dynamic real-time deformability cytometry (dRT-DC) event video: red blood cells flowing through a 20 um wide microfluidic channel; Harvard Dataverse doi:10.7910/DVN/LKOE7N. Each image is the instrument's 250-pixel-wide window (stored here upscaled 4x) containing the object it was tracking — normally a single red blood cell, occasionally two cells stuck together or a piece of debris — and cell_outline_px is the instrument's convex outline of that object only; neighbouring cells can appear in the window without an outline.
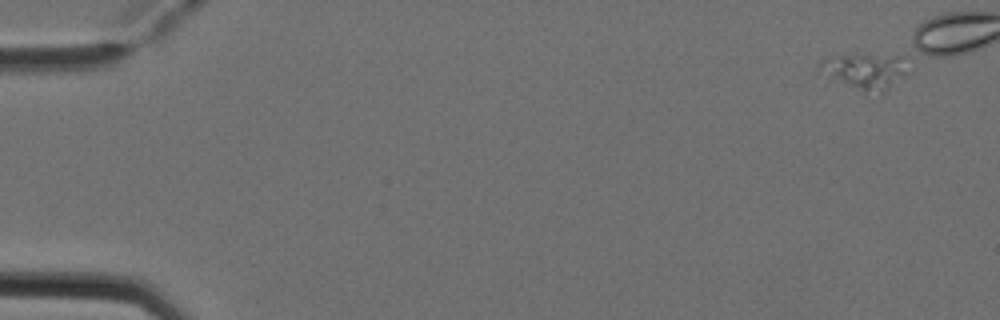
{"species": "Egyptian fruit bat (a non-hibernating species)", "species_latin": "Rousettus aegyptiacus", "temperature_condition": "cold", "stored_images_in_passage": 5, "camera_frame_rate_fps": 3000, "um_per_image_px": 0.085, "animal": {"sex": "female"}, "frame": {"image": 1, "passage_image": 1, "time_ms": 0.0, "image_size_px": [1000, 320], "cell_outline_px": [[904, 76], [880, 96], [864, 92], [816, 72], [816, 64], [820, 60], [828, 56], [852, 52], [900, 56], [904, 72]], "centroid_in_image_um": [73.38, 6.02], "position_along_channel_um": 11.6, "area_um2": 19.13}}